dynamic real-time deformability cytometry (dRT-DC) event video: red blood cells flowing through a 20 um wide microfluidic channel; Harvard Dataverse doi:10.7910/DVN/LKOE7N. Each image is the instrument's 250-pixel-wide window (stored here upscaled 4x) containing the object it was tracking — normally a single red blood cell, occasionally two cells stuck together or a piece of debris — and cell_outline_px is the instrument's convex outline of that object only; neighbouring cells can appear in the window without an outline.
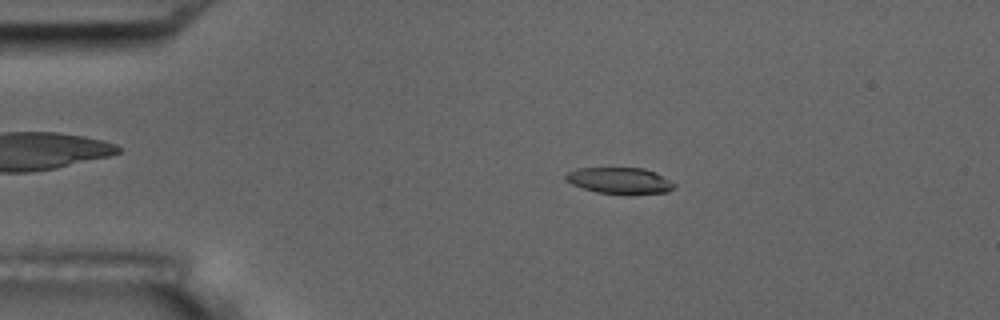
{"species": "common noctule bat (a hibernating species)", "species_latin": "Nyctalus noctula", "temperature_condition": "room temperature", "stored_images_in_passage": 8, "camera_frame_rate_fps": 3000, "um_per_image_px": 0.085, "animal": {"sex": "male", "body_mass_g": 17.5, "forearm_length_mm": 52.3}, "frame": {"image": 1, "passage_image": 3, "time_ms": 2.667, "image_size_px": [1000, 320], "cell_outline_px": [[676, 184], [668, 192], [596, 192], [572, 184], [564, 180], [564, 176], [568, 172], [576, 168], [644, 168], [656, 172]], "centroid_in_image_um": [52.62, 15.31], "position_along_channel_um": 32.4, "area_um2": 16.01}}
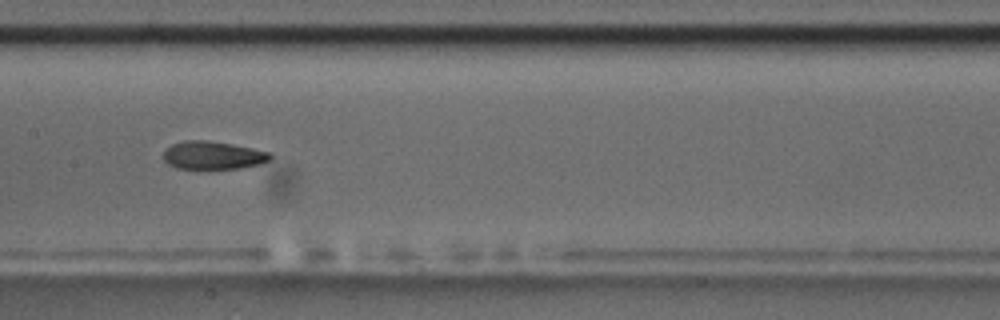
{"frame": {"image": 2, "passage_image": 8, "time_ms": 8.333, "image_size_px": [1000, 320], "cell_outline_px": [[272, 156], [268, 160], [260, 164], [240, 168], [176, 168], [168, 164], [164, 160], [164, 148], [172, 144], [184, 140], [204, 140], [232, 144], [252, 148], [268, 152]], "centroid_in_image_um": [18.06, 13.19], "position_along_channel_um": 189.3, "area_um2": 17.28}}